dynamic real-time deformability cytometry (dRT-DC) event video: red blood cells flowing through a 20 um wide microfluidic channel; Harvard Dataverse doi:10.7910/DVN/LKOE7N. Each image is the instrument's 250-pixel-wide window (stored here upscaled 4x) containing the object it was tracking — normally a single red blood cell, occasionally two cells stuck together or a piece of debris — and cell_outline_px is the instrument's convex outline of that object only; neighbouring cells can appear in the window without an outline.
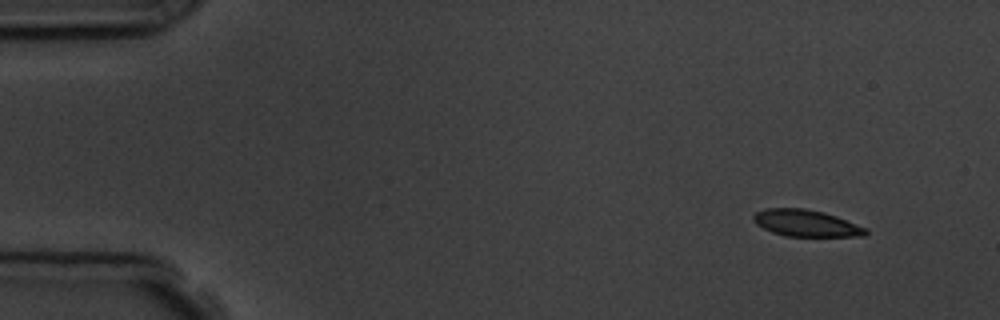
{"species": "common noctule bat (a hibernating species)", "species_latin": "Nyctalus noctula", "temperature_condition": "room temperature", "stored_images_in_passage": 4, "camera_frame_rate_fps": 3000, "um_per_image_px": 0.085, "animal": {"sex": "male", "body_mass_g": 19.5, "forearm_length_mm": 54.6}, "frame": {"image": 1, "passage_image": 1, "time_ms": 0.0, "image_size_px": [1000, 320], "cell_outline_px": [[868, 232], [864, 236], [784, 236], [772, 232], [756, 224], [752, 220], [752, 216], [756, 212], [764, 208], [804, 208], [824, 212], [836, 216], [868, 228]], "centroid_in_image_um": [68.5, 18.96], "position_along_channel_um": 16.5, "area_um2": 17.57}}
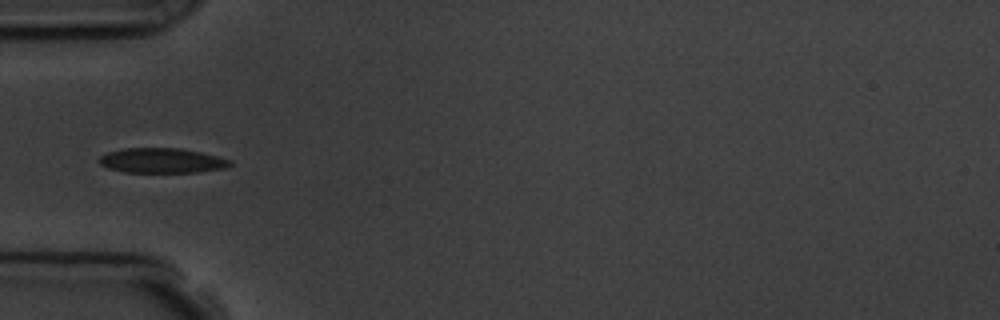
{"frame": {"image": 2, "passage_image": 4, "time_ms": 4.333, "image_size_px": [1000, 320], "cell_outline_px": [[232, 164], [228, 168], [200, 172], [124, 172], [108, 168], [100, 164], [100, 156], [108, 152], [124, 148], [180, 148], [200, 152], [232, 160]], "centroid_in_image_um": [13.8, 13.65], "position_along_channel_um": 71.2, "area_um2": 19.02}}